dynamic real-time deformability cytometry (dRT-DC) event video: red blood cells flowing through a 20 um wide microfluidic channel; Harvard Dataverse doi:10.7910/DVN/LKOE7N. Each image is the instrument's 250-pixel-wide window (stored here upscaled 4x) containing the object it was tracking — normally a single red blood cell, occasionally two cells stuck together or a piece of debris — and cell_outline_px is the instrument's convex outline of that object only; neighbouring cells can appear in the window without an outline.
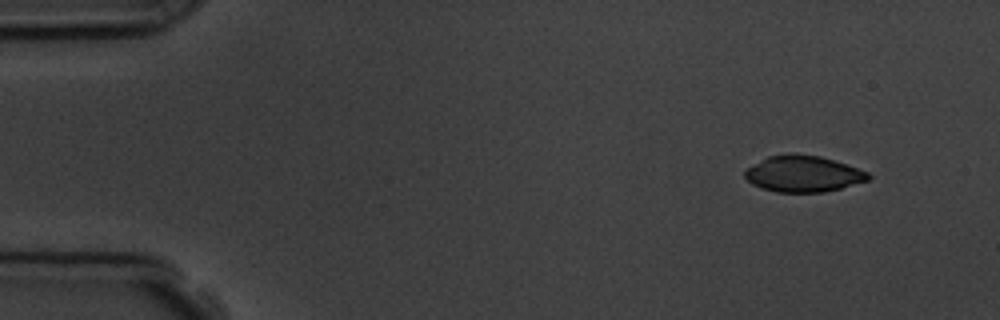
{"species": "common noctule bat (a hibernating species)", "species_latin": "Nyctalus noctula", "temperature_condition": "room temperature", "stored_images_in_passage": 4, "camera_frame_rate_fps": 3000, "um_per_image_px": 0.085, "animal": {"sex": "male", "body_mass_g": 19.5, "forearm_length_mm": 54.6}, "frame": {"image": 1, "passage_image": 1, "time_ms": 0.0, "image_size_px": [1000, 320], "cell_outline_px": [[872, 176], [868, 180], [840, 188], [824, 192], [776, 192], [760, 188], [752, 184], [744, 176], [744, 168], [768, 156], [792, 152], [796, 152], [820, 156], [868, 172]], "centroid_in_image_um": [68.2, 14.76], "position_along_channel_um": 16.8, "area_um2": 26.24}}
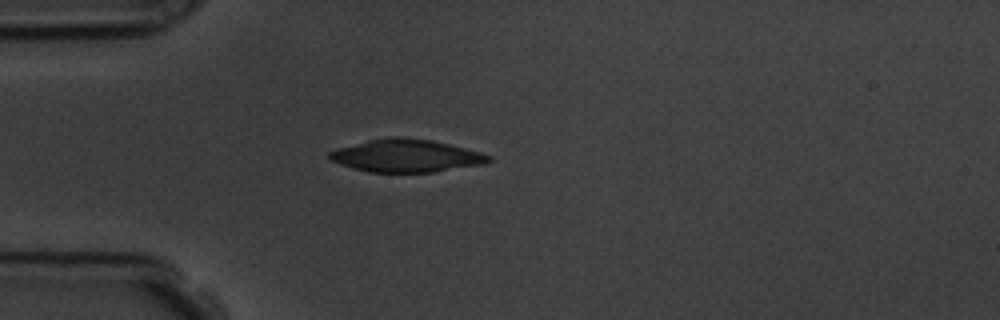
{"frame": {"image": 2, "passage_image": 4, "time_ms": 3.333, "image_size_px": [1000, 320], "cell_outline_px": [[492, 160], [484, 164], [432, 172], [368, 172], [352, 168], [340, 164], [332, 160], [328, 156], [328, 152], [340, 148], [368, 140], [388, 136], [396, 136], [432, 140], [480, 152], [492, 156]], "centroid_in_image_um": [34.53, 13.24], "position_along_channel_um": 50.5, "area_um2": 30.17}}